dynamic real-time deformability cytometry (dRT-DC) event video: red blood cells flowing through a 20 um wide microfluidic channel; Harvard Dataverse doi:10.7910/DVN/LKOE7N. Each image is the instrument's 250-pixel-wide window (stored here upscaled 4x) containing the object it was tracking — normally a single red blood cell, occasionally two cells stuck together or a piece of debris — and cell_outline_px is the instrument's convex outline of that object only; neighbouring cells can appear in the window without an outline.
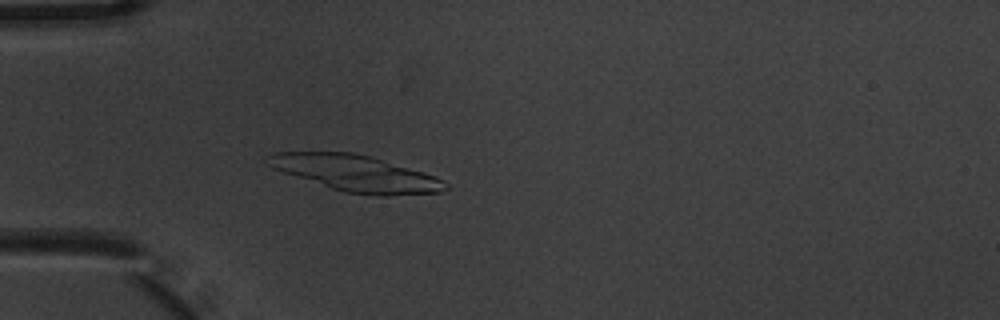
{"species": "common noctule bat (a hibernating species)", "species_latin": "Nyctalus noctula", "temperature_condition": "warm", "stored_images_in_passage": 5, "camera_frame_rate_fps": 3000, "um_per_image_px": 0.085, "animal": {"sex": "male", "body_mass_g": 20.1, "forearm_length_mm": 53.5}, "frame": {"image": 1, "passage_image": 5, "time_ms": 1.333, "image_size_px": [1000, 320], "cell_outline_px": [[448, 188], [440, 192], [388, 196], [380, 196], [344, 192], [272, 168], [264, 160], [264, 156], [272, 152], [352, 152], [372, 156], [424, 172], [436, 176], [448, 184]], "centroid_in_image_um": [30.26, 14.72], "position_along_channel_um": 54.7, "area_um2": 37.45}}